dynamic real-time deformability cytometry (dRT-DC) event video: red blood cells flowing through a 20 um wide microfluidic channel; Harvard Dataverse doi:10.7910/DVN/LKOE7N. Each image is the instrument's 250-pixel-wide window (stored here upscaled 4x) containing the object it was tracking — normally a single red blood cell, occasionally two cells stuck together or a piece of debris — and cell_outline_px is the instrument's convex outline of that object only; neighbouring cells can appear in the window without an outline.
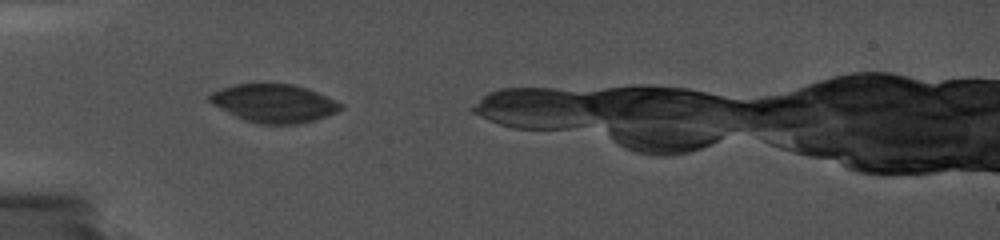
{"species": "common noctule bat (a hibernating species)", "species_latin": "Nyctalus noctula", "temperature_condition": "cold", "stored_images_in_passage": 9, "camera_frame_rate_fps": 5000, "um_per_image_px": 0.085, "animal": {"sex": "female", "body_mass_g": 19.0, "forearm_length_mm": 56.7}, "frame": {"image": 1, "passage_image": 3, "time_ms": 1.4, "image_size_px": [1000, 240], "cell_outline_px": [[344, 108], [336, 112], [312, 120], [296, 124], [260, 124], [244, 120], [212, 104], [208, 100], [208, 96], [212, 92], [220, 88], [236, 84], [292, 84], [308, 88], [344, 104]], "centroid_in_image_um": [23.28, 8.77], "position_along_channel_um": 61.7, "area_um2": 29.02}}
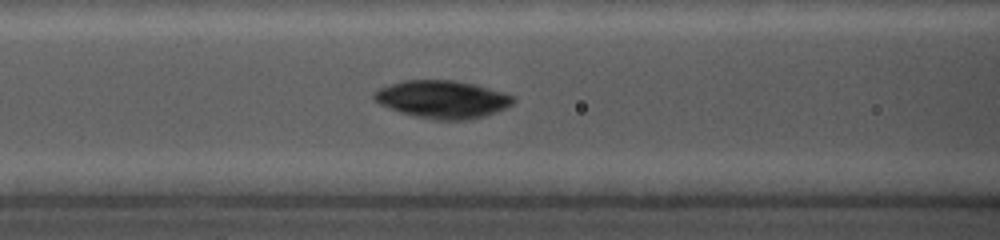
{"frame": {"image": 2, "passage_image": 6, "time_ms": 3.4, "image_size_px": [1000, 240], "cell_outline_px": [[516, 100], [512, 104], [496, 112], [484, 116], [464, 120], [436, 120], [416, 116], [400, 112], [380, 104], [372, 100], [372, 92], [388, 84], [404, 80], [452, 80], [472, 84], [504, 92], [512, 96]], "centroid_in_image_um": [37.56, 8.44], "position_along_channel_um": 129.0, "area_um2": 30.52}}